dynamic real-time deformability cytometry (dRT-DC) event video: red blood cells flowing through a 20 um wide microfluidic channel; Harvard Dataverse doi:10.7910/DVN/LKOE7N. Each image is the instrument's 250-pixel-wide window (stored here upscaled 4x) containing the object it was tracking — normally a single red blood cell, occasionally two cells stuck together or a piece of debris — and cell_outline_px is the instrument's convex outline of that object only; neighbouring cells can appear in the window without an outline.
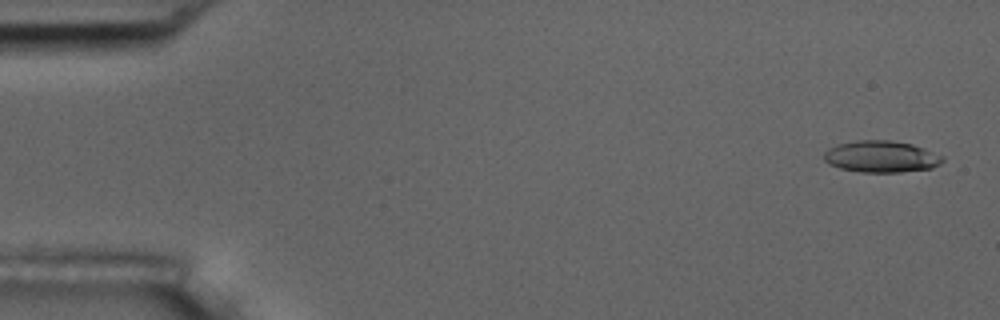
{"species": "common noctule bat (a hibernating species)", "species_latin": "Nyctalus noctula", "temperature_condition": "room temperature", "stored_images_in_passage": 55, "camera_frame_rate_fps": 3000, "um_per_image_px": 0.085, "animal": {"sex": "male", "body_mass_g": 17.5, "forearm_length_mm": 52.3}, "frame": {"image": 1, "passage_image": 2, "time_ms": 0.333, "image_size_px": [1000, 320], "cell_outline_px": [[944, 160], [940, 164], [932, 168], [900, 172], [860, 172], [840, 168], [828, 164], [824, 160], [824, 152], [828, 148], [840, 144], [856, 140], [888, 140], [912, 144], [924, 148], [944, 156]], "centroid_in_image_um": [74.91, 13.31], "position_along_channel_um": 10.1, "area_um2": 21.91}}
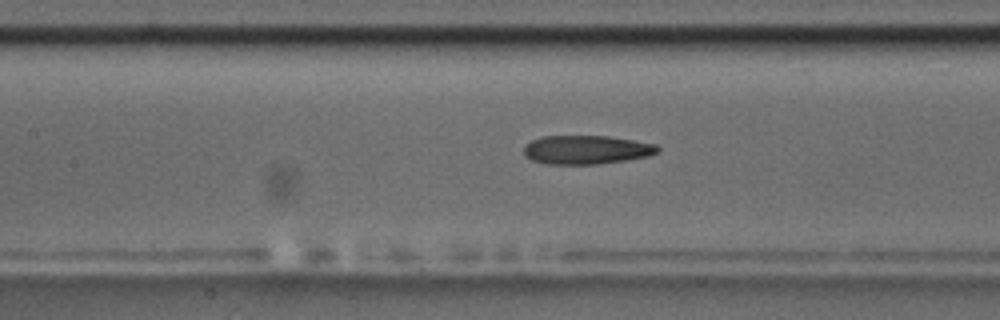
{"frame": {"image": 2, "passage_image": 25, "time_ms": 8.0, "image_size_px": [1000, 320], "cell_outline_px": [[660, 148], [656, 152], [648, 156], [624, 160], [596, 164], [548, 164], [532, 160], [524, 156], [524, 144], [532, 140], [544, 136], [608, 136], [656, 144]], "centroid_in_image_um": [49.8, 12.72], "position_along_channel_um": 157.6, "area_um2": 22.31}}
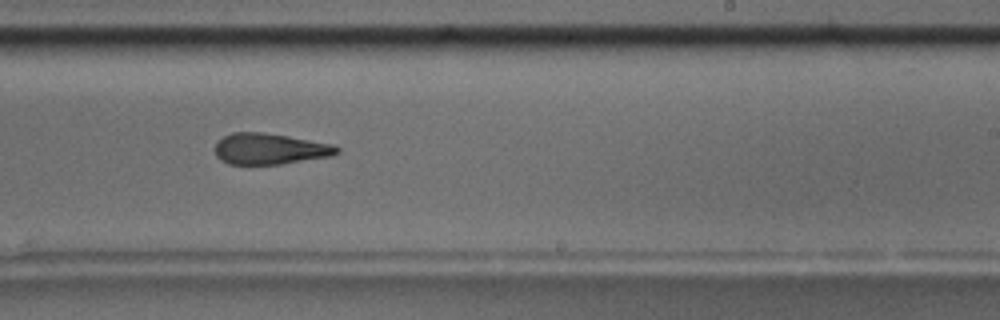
{"frame": {"image": 3, "passage_image": 34, "time_ms": 11.0, "image_size_px": [1000, 320], "cell_outline_px": [[340, 152], [332, 156], [280, 164], [228, 164], [220, 160], [216, 156], [216, 140], [232, 132], [264, 132], [288, 136], [332, 144], [340, 148]], "centroid_in_image_um": [22.92, 12.65], "position_along_channel_um": 266.1, "area_um2": 22.14}, "authors_computed_cell_mechanics": {"area_um2": 22.6576, "velocity_mm_per_s": 3.6337, "shape_relaxation_time_tau1_ms": null, "shape_relaxation_time_tau2_ms": 4.3228, "deformation_change_tau1": null, "deformation_change_tau2": 0.1572}}